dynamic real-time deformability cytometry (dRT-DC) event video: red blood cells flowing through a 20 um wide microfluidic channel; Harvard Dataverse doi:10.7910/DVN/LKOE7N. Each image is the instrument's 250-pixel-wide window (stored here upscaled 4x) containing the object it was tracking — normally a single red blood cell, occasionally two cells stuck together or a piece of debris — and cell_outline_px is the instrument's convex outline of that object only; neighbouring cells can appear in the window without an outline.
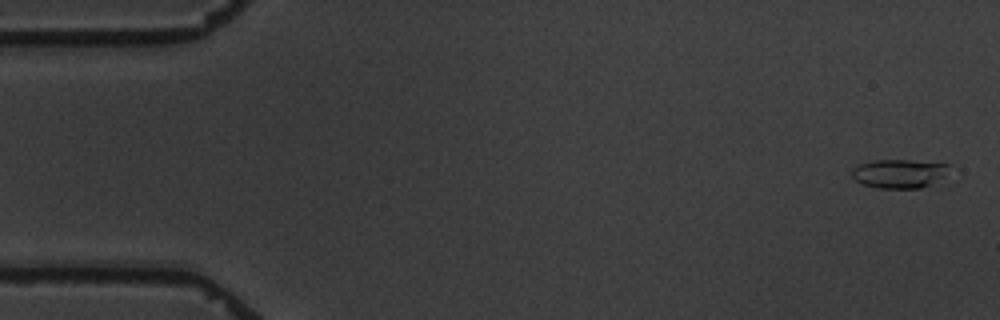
{"species": "common noctule bat (a hibernating species)", "species_latin": "Nyctalus noctula", "temperature_condition": "warm", "stored_images_in_passage": 5, "camera_frame_rate_fps": 3000, "um_per_image_px": 0.085, "animal": {"sex": "male", "body_mass_g": 19.5, "forearm_length_mm": 54.6}, "frame": {"image": 1, "passage_image": 1, "time_ms": 0.0, "image_size_px": [1000, 320], "cell_outline_px": [[948, 164], [940, 176], [928, 184], [920, 188], [880, 188], [864, 184], [856, 180], [852, 176], [852, 168], [860, 164], [876, 160], [908, 160]], "centroid_in_image_um": [76.31, 14.74], "position_along_channel_um": 8.7, "area_um2": 15.55}}